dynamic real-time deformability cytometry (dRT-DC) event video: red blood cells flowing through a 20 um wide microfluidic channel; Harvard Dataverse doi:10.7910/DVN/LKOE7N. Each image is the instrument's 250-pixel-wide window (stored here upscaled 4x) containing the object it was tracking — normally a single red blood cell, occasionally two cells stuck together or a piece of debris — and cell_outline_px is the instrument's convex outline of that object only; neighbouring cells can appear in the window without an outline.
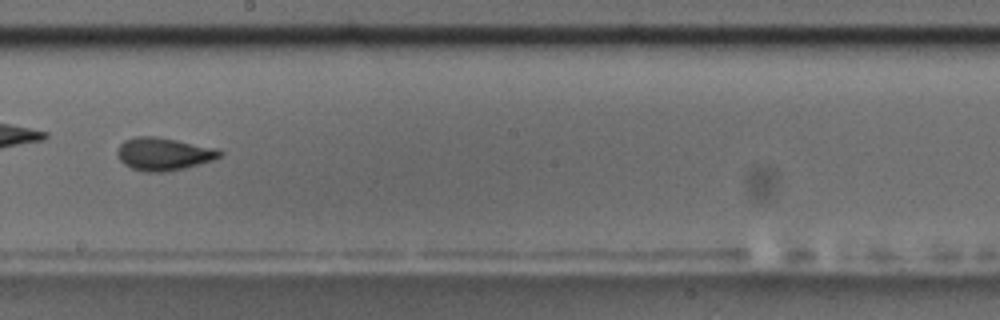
{"species": "common noctule bat (a hibernating species)", "species_latin": "Nyctalus noctula", "temperature_condition": "room temperature", "stored_images_in_passage": 45, "camera_frame_rate_fps": 3000, "um_per_image_px": 0.085, "animal": {"sex": "male", "body_mass_g": 17.5, "forearm_length_mm": 52.3}, "frame": {"image": 1, "passage_image": 27, "time_ms": 8.667, "image_size_px": [1000, 320], "cell_outline_px": [[224, 152], [220, 156], [212, 160], [200, 164], [184, 168], [164, 172], [144, 172], [132, 168], [124, 164], [116, 156], [116, 152], [120, 144], [124, 140], [136, 136], [156, 136], [216, 148]], "centroid_in_image_um": [13.87, 13.08], "position_along_channel_um": 234.3, "area_um2": 19.59}, "authors_computed_cell_mechanics": {"area_um2": 18.5538, "velocity_mm_per_s": 3.692, "shape_relaxation_time_tau1_ms": null, "shape_relaxation_time_tau2_ms": 1.3097, "deformation_change_tau1": null, "deformation_change_tau2": 0.0662}}